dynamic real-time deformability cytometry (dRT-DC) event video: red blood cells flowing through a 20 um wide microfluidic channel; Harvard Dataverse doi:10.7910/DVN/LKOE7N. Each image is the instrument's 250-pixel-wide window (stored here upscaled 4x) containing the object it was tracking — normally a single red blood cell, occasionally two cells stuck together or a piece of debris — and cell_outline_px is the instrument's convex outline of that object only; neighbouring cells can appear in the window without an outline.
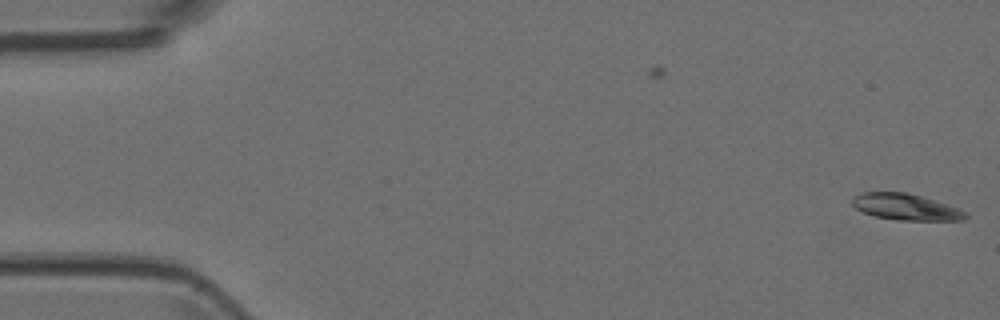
{"species": "Egyptian fruit bat (a non-hibernating species)", "species_latin": "Rousettus aegyptiacus", "temperature_condition": "room temperature", "stored_images_in_passage": 2, "camera_frame_rate_fps": 3000, "um_per_image_px": 0.085, "animal": {"sex": "female"}, "frame": {"image": 1, "passage_image": 2, "time_ms": 0.333, "image_size_px": [1000, 320], "cell_outline_px": [[968, 216], [964, 220], [896, 220], [872, 216], [856, 208], [852, 204], [852, 196], [860, 192], [904, 192], [920, 196], [968, 212]], "centroid_in_image_um": [76.93, 17.59], "position_along_channel_um": 8.1, "area_um2": 17.22}}